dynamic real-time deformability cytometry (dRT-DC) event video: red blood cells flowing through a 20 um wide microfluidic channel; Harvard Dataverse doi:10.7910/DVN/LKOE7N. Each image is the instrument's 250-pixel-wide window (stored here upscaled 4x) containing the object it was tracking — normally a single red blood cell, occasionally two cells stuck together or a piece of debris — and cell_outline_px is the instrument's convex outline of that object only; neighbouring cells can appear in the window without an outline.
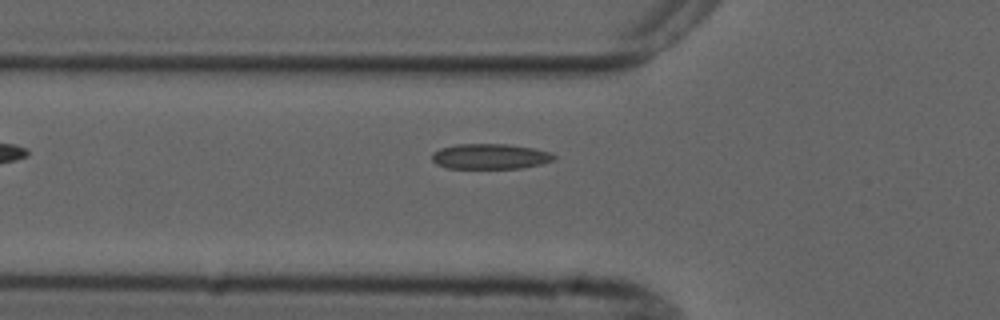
{"species": "common noctule bat (a hibernating species)", "species_latin": "Nyctalus noctula", "temperature_condition": "cold", "stored_images_in_passage": 6, "camera_frame_rate_fps": 3000, "um_per_image_px": 0.085, "animal": {"sex": "male", "forearm_length_mm": 52.5}, "frame": {"image": 1, "passage_image": 6, "time_ms": 6.667, "image_size_px": [1000, 320], "cell_outline_px": [[556, 160], [524, 168], [448, 168], [436, 164], [432, 160], [432, 152], [440, 148], [456, 144], [508, 144], [532, 148], [548, 152], [556, 156]], "centroid_in_image_um": [41.65, 13.29], "position_along_channel_um": 84.2, "area_um2": 18.03}}